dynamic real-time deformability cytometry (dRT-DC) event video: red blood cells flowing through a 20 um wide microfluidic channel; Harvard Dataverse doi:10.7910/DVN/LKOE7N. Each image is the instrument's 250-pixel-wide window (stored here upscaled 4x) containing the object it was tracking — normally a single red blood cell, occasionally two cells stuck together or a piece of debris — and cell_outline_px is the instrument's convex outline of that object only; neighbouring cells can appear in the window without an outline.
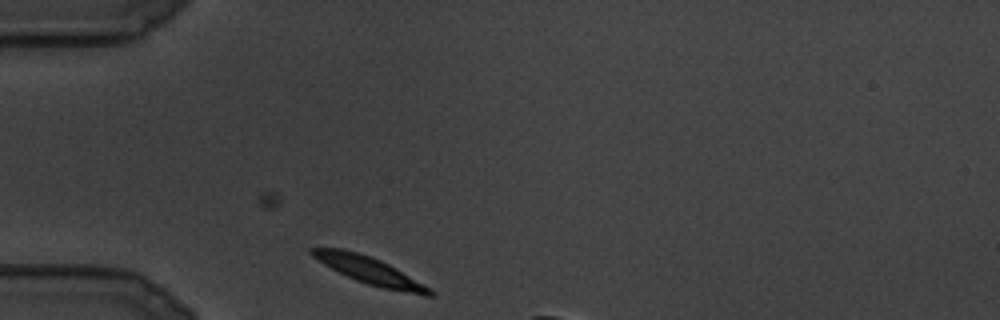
{"species": "common noctule bat (a hibernating species)", "species_latin": "Nyctalus noctula", "temperature_condition": "cold", "stored_images_in_passage": 3, "camera_frame_rate_fps": 3000, "um_per_image_px": 0.085, "animal": {"sex": "male", "body_mass_g": 19.5, "forearm_length_mm": 54.6}, "frame": {"image": 1, "passage_image": 3, "time_ms": 0.667, "image_size_px": [1000, 320], "cell_outline_px": [[436, 296], [424, 296], [384, 288], [368, 284], [356, 280], [324, 264], [312, 256], [308, 252], [308, 248], [344, 248], [380, 260], [396, 268], [436, 292]], "centroid_in_image_um": [31.42, 23.0], "position_along_channel_um": 53.6, "area_um2": 18.32}}